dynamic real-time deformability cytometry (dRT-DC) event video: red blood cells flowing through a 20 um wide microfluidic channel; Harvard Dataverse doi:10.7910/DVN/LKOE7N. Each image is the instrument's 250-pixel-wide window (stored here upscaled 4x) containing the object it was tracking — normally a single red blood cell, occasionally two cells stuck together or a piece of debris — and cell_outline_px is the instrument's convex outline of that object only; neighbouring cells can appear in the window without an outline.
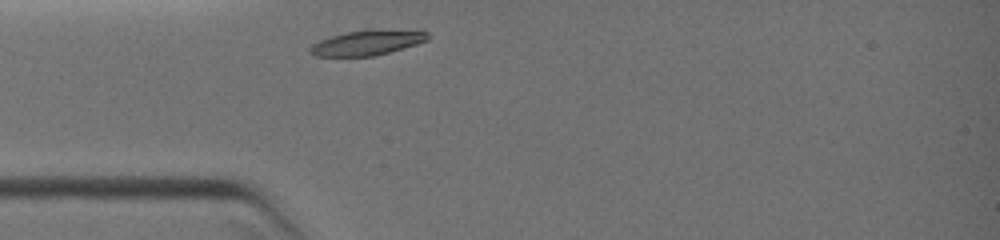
{"species": "common noctule bat (a hibernating species)", "species_latin": "Nyctalus noctula", "temperature_condition": "warm", "stored_images_in_passage": 21, "camera_frame_rate_fps": 3000, "um_per_image_px": 0.085, "animal": {"sex": "female", "body_mass_g": 19.0, "forearm_length_mm": 51.5}, "frame": {"image": 1, "passage_image": 1, "time_ms": 0.0, "image_size_px": [1000, 240], "cell_outline_px": [[432, 36], [428, 40], [416, 44], [376, 56], [316, 56], [308, 52], [308, 48], [312, 44], [320, 40], [344, 32], [364, 28], [372, 28], [428, 32]], "centroid_in_image_um": [31.2, 3.61], "position_along_channel_um": 53.8, "area_um2": 17.51}}
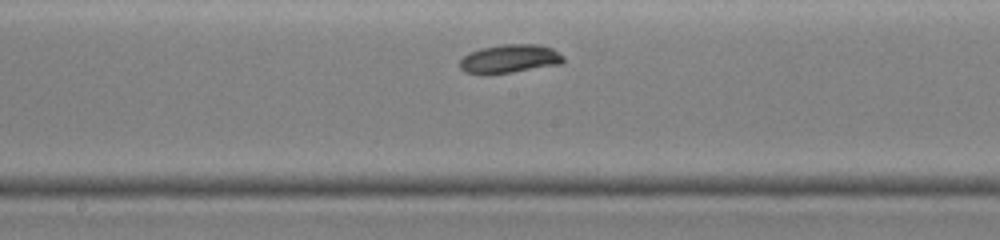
{"frame": {"image": 2, "passage_image": 11, "time_ms": 3.333, "image_size_px": [1000, 240], "cell_outline_px": [[564, 60], [560, 64], [488, 76], [480, 76], [464, 72], [460, 68], [460, 60], [468, 52], [480, 48], [504, 44], [540, 44], [552, 48], [564, 56]], "centroid_in_image_um": [43.26, 5.02], "position_along_channel_um": 204.9, "area_um2": 17.69}}
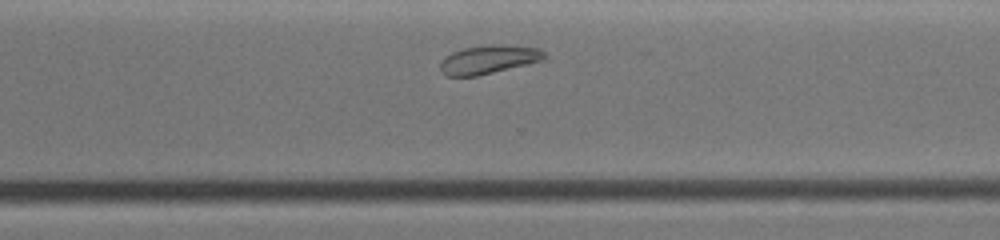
{"frame": {"image": 3, "passage_image": 19, "time_ms": 6.0, "image_size_px": [1000, 240], "cell_outline_px": [[544, 56], [540, 60], [528, 64], [476, 76], [444, 76], [440, 72], [440, 60], [444, 56], [452, 52], [464, 48], [488, 44], [504, 44], [540, 48], [544, 52]], "centroid_in_image_um": [41.46, 5.05], "position_along_channel_um": 329.1, "area_um2": 17.46}}